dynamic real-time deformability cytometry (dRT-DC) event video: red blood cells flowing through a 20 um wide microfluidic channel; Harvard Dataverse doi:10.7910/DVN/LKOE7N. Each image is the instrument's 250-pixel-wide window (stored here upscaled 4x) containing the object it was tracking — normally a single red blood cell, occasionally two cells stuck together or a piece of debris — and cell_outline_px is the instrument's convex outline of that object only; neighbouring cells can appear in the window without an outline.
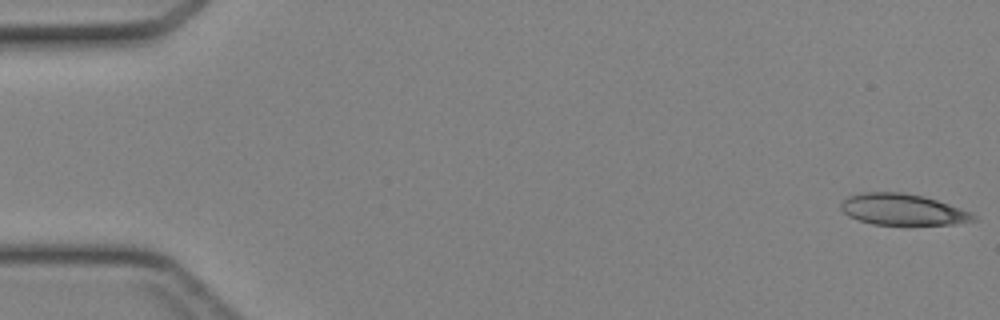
{"species": "Egyptian fruit bat (a non-hibernating species)", "species_latin": "Rousettus aegyptiacus", "temperature_condition": "cold", "stored_images_in_passage": 44, "camera_frame_rate_fps": 3000, "um_per_image_px": 0.085, "animal": {"sex": "female"}, "frame": {"image": 1, "passage_image": 1, "time_ms": 0.0, "image_size_px": [1000, 320], "cell_outline_px": [[976, 220], [952, 224], [872, 224], [848, 216], [840, 208], [840, 204], [848, 196], [864, 192], [904, 192], [924, 196], [948, 204], [968, 212], [976, 216]], "centroid_in_image_um": [76.68, 17.8], "position_along_channel_um": 8.3, "area_um2": 23.76}}
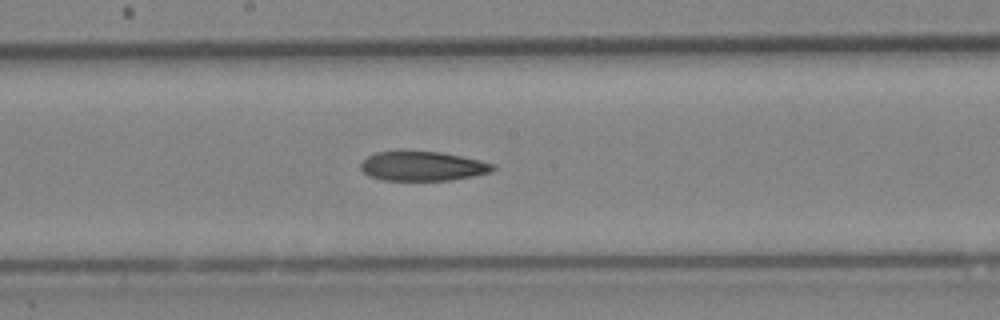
{"frame": {"image": 2, "passage_image": 24, "time_ms": 7.667, "image_size_px": [1000, 320], "cell_outline_px": [[496, 168], [492, 172], [472, 176], [448, 180], [380, 180], [368, 176], [360, 168], [360, 164], [368, 156], [376, 152], [440, 152], [480, 160], [496, 164]], "centroid_in_image_um": [35.93, 14.13], "position_along_channel_um": 212.3, "area_um2": 22.48}}
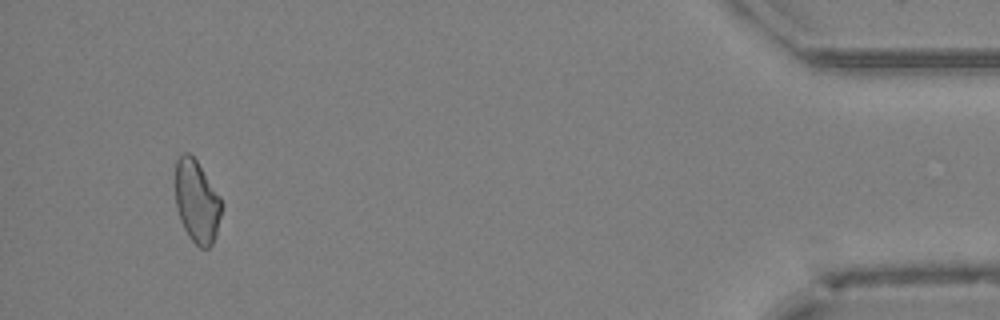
{"frame": {"image": 3, "passage_image": 42, "time_ms": 13.667, "image_size_px": [1000, 320], "cell_outline_px": [[220, 216], [216, 236], [212, 244], [208, 248], [200, 248], [188, 236], [180, 220], [176, 208], [176, 160], [184, 152], [188, 152], [196, 160], [220, 196]], "centroid_in_image_um": [16.71, 17.14], "position_along_channel_um": 418.5, "area_um2": 21.96}}